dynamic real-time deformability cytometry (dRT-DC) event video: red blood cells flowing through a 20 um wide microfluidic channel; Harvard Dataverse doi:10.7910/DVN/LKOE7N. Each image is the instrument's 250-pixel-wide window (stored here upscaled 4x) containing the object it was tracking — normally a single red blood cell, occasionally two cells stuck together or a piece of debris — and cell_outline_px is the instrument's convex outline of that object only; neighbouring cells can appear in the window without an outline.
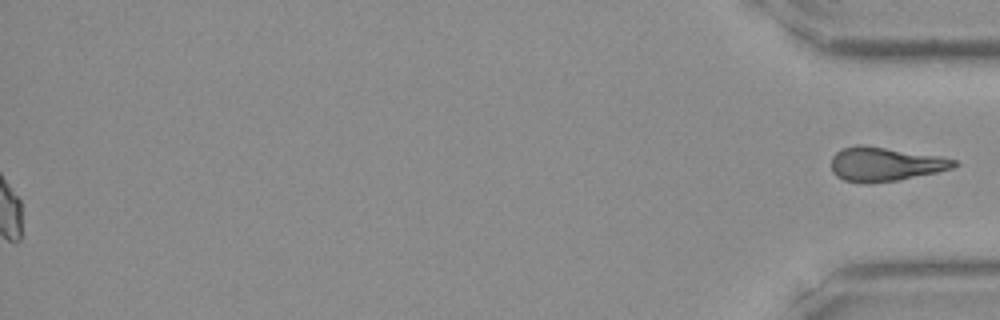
{"species": "Egyptian fruit bat (a non-hibernating species)", "species_latin": "Rousettus aegyptiacus", "temperature_condition": "room temperature", "stored_images_in_passage": 35, "segment_of_instrument_passage": [2, 2], "camera_frame_rate_fps": 3000, "um_per_image_px": 0.085, "frame": {"image": 1, "passage_image": 35, "time_ms": 11.333, "image_size_px": [1000, 320], "cell_outline_px": [[960, 164], [952, 168], [936, 172], [896, 180], [868, 184], [860, 184], [844, 180], [836, 176], [832, 172], [832, 156], [836, 152], [844, 148], [856, 144], [864, 144], [940, 156], [956, 160]], "centroid_in_image_um": [75.2, 13.95], "position_along_channel_um": 360.0, "area_um2": 24.51}}